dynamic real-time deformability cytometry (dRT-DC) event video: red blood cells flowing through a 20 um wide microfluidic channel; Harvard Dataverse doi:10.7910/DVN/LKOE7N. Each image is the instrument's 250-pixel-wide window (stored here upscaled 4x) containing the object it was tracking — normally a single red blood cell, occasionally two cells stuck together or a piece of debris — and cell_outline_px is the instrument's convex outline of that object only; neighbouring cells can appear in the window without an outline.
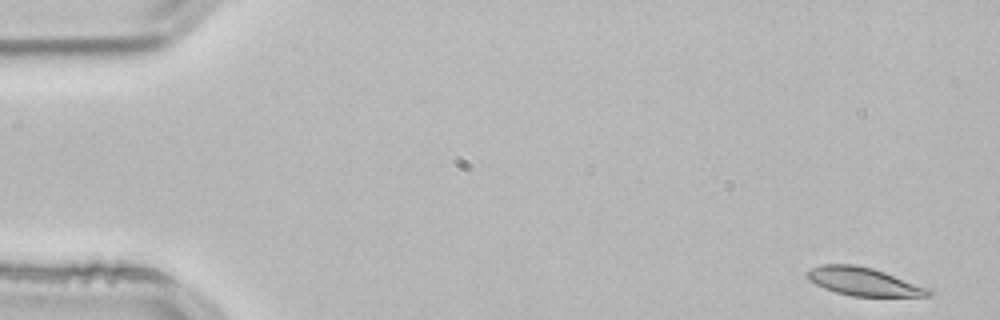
{"species": "common noctule bat (a hibernating species)", "species_latin": "Nyctalus noctula", "temperature_condition": "room temperature", "stored_images_in_passage": 52, "camera_frame_rate_fps": 3000, "um_per_image_px": 0.085, "animal": {"sex": "male", "body_mass_g": 21.5, "forearm_length_mm": 52.0}, "frame": {"image": 1, "passage_image": 1, "time_ms": 0.0, "image_size_px": [1000, 320], "cell_outline_px": [[932, 296], [852, 296], [836, 292], [824, 288], [808, 280], [804, 272], [808, 268], [820, 264], [852, 264], [872, 268], [932, 288]], "centroid_in_image_um": [73.39, 23.92], "position_along_channel_um": 11.6, "area_um2": 20.17}}
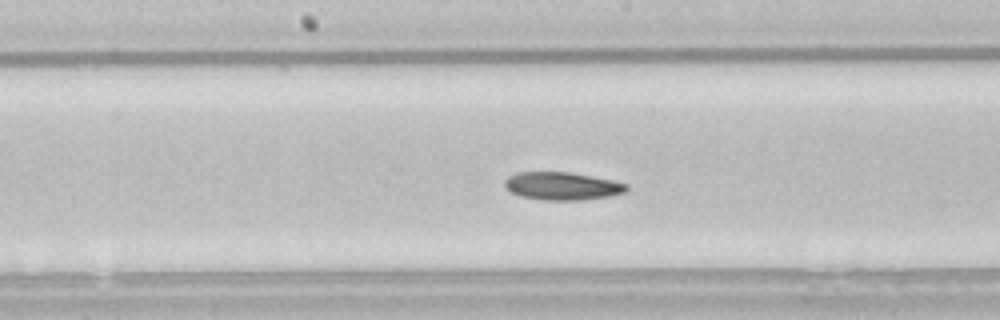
{"frame": {"image": 2, "passage_image": 26, "time_ms": 8.333, "image_size_px": [1000, 320], "cell_outline_px": [[628, 188], [624, 192], [612, 196], [584, 200], [544, 200], [520, 196], [512, 192], [504, 184], [504, 180], [508, 176], [516, 172], [568, 172], [612, 180], [628, 184]], "centroid_in_image_um": [47.79, 15.81], "position_along_channel_um": 200.4, "area_um2": 19.77}}
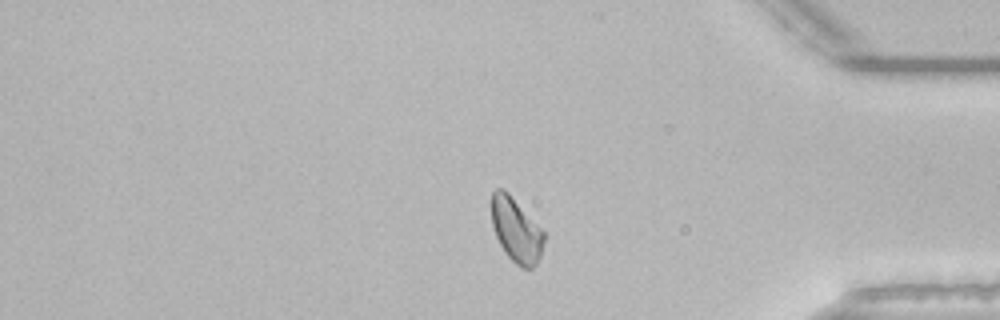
{"frame": {"image": 3, "passage_image": 43, "time_ms": 14.0, "image_size_px": [1000, 320], "cell_outline_px": [[544, 240], [540, 256], [536, 264], [532, 268], [520, 268], [504, 252], [496, 236], [492, 224], [492, 192], [496, 188], [504, 188], [508, 192], [544, 232]], "centroid_in_image_um": [43.86, 19.56], "position_along_channel_um": 391.3, "area_um2": 19.42}, "authors_computed_cell_mechanics": {"area_um2": 20.23, "velocity_mm_per_s": 3.8098, "shape_relaxation_time_tau1_ms": 8.8428, "shape_relaxation_time_tau2_ms": 10.6155, "deformation_change_tau1": 0.1706, "deformation_change_tau2": 0.1636}}